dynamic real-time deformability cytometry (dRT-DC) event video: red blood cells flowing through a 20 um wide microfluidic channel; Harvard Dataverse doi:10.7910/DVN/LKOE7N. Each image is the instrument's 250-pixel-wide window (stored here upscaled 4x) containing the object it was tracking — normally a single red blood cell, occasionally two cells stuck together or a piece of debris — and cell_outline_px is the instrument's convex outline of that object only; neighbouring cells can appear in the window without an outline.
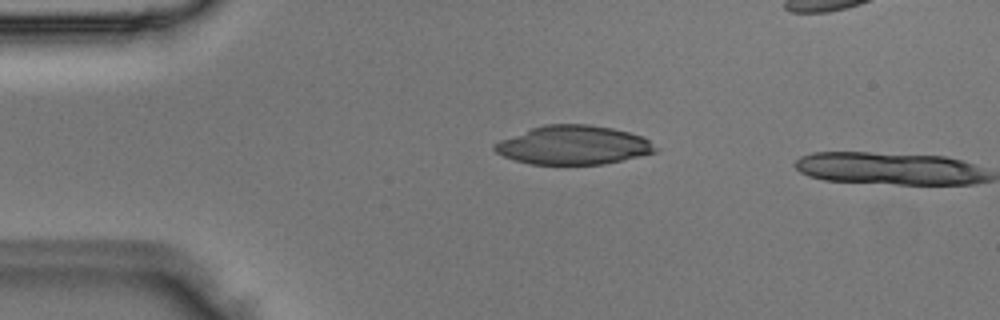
{"species": "Egyptian fruit bat (a non-hibernating species)", "species_latin": "Rousettus aegyptiacus", "temperature_condition": "room temperature", "stored_images_in_passage": 2, "camera_frame_rate_fps": 3000, "um_per_image_px": 0.085, "animal": {"sex": "male"}, "frame": {"image": 1, "passage_image": 1, "time_ms": 0.0, "image_size_px": [1000, 320], "cell_outline_px": [[660, 148], [656, 152], [640, 156], [604, 164], [532, 164], [516, 160], [504, 156], [496, 152], [492, 148], [492, 144], [500, 140], [532, 128], [544, 124], [588, 124], [612, 128], [644, 136]], "centroid_in_image_um": [48.77, 12.33], "position_along_channel_um": 36.2, "area_um2": 36.41}}